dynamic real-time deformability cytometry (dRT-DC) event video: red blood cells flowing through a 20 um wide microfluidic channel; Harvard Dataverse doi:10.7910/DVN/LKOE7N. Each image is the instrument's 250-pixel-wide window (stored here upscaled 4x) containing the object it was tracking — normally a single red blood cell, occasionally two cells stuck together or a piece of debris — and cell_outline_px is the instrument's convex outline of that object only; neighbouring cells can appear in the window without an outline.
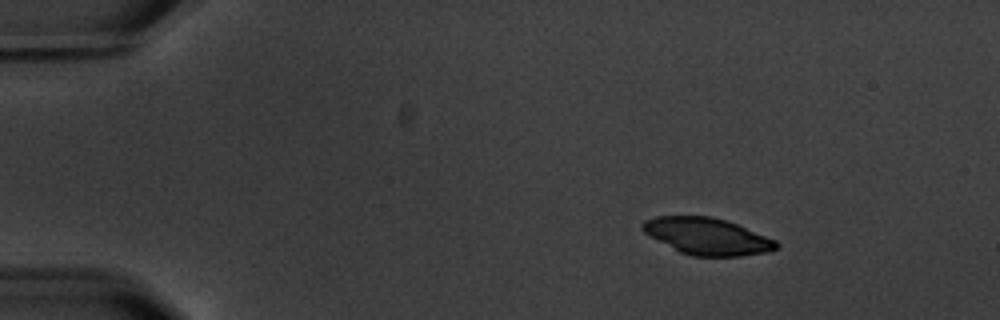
{"species": "common noctule bat (a hibernating species)", "species_latin": "Nyctalus noctula", "temperature_condition": "warm", "stored_images_in_passage": 3, "camera_frame_rate_fps": 3000, "um_per_image_px": 0.085, "animal": {"sex": "male", "body_mass_g": 20.1, "forearm_length_mm": 53.5}, "frame": {"image": 1, "passage_image": 1, "time_ms": 0.0, "image_size_px": [1000, 320], "cell_outline_px": [[780, 244], [776, 248], [764, 252], [740, 256], [692, 256], [680, 252], [644, 232], [640, 228], [640, 224], [644, 220], [656, 216], [712, 216], [728, 220], [776, 240]], "centroid_in_image_um": [60.1, 20.07], "position_along_channel_um": 24.9, "area_um2": 28.55}}